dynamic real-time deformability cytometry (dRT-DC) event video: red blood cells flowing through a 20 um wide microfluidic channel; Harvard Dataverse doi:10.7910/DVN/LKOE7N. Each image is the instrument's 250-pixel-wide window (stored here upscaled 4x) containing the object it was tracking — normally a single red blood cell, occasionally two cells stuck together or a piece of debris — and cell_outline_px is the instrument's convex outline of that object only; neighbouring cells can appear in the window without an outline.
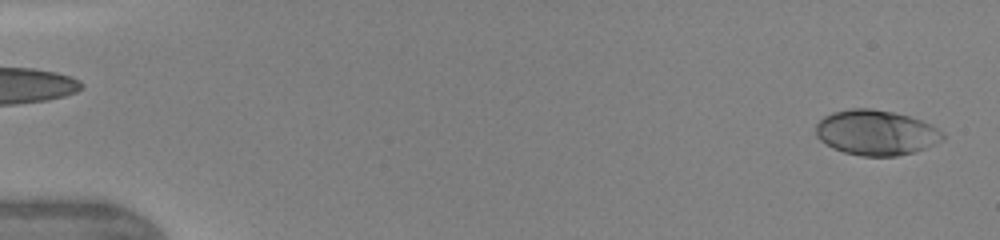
{"species": "human", "species_latin": "Homo sapiens", "temperature_condition": "warm", "stored_images_in_passage": 43, "camera_frame_rate_fps": 3000, "um_per_image_px": 0.085, "donor": {"sex": "female"}, "frame": {"image": 1, "passage_image": 2, "time_ms": 0.333, "image_size_px": [1000, 240], "cell_outline_px": [[944, 140], [924, 148], [912, 152], [896, 156], [860, 156], [844, 152], [832, 148], [820, 140], [816, 136], [816, 124], [824, 116], [832, 112], [852, 108], [872, 108], [892, 112], [908, 116], [920, 120], [944, 132]], "centroid_in_image_um": [74.43, 11.27], "position_along_channel_um": 10.6, "area_um2": 33.29}}
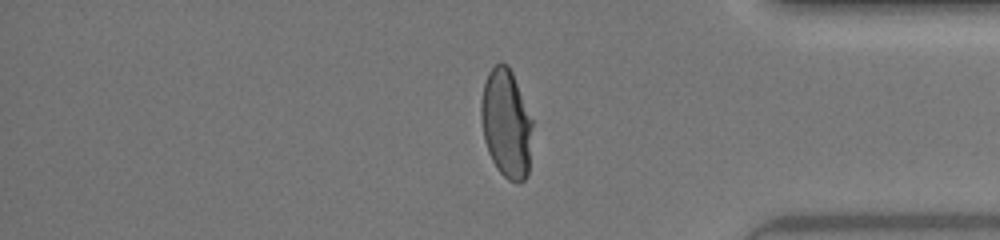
{"frame": {"image": 2, "passage_image": 37, "time_ms": 13.0, "image_size_px": [1000, 240], "cell_outline_px": [[532, 124], [528, 176], [524, 180], [508, 180], [496, 168], [488, 152], [484, 140], [480, 116], [480, 104], [484, 84], [488, 72], [496, 64], [508, 64], [512, 72], [532, 120]], "centroid_in_image_um": [43.01, 10.5], "position_along_channel_um": 392.2, "area_um2": 32.25}}
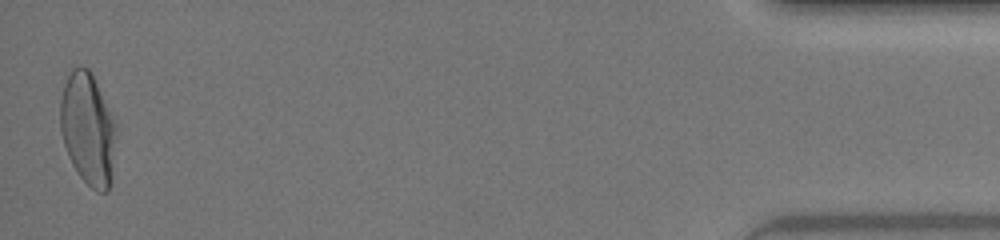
{"frame": {"image": 3, "passage_image": 43, "time_ms": 15.333, "image_size_px": [1000, 240], "cell_outline_px": [[116, 128], [108, 192], [96, 192], [80, 176], [72, 164], [68, 156], [64, 144], [60, 128], [60, 100], [64, 84], [72, 68], [88, 68], [92, 72]], "centroid_in_image_um": [7.42, 10.95], "position_along_channel_um": 427.8, "area_um2": 35.6}, "authors_computed_cell_mechanics": {"area_um2": 32.8882, "velocity_mm_per_s": 4.2954, "shape_relaxation_time_tau1_ms": 3.4504, "shape_relaxation_time_tau2_ms": null, "deformation_change_tau1": 0.1882, "deformation_change_tau2": null}}